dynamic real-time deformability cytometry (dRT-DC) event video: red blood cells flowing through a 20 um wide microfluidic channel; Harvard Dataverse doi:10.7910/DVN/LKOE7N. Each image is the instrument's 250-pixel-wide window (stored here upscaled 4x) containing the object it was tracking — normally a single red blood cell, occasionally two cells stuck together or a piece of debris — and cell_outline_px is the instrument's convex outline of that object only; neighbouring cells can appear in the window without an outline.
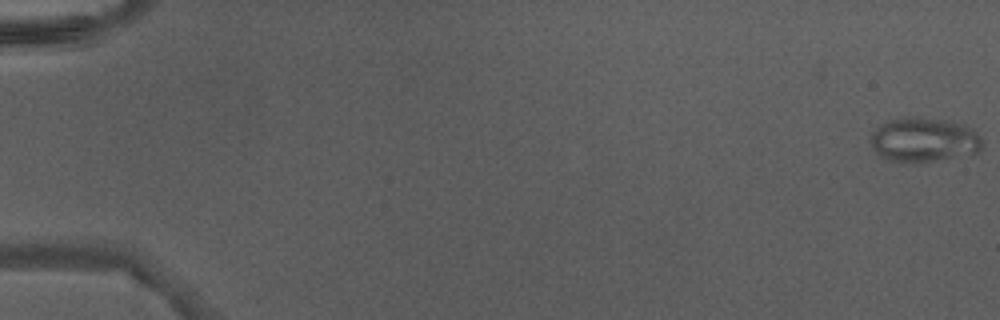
{"species": "Egyptian fruit bat (a non-hibernating species)", "species_latin": "Rousettus aegyptiacus", "temperature_condition": "warm", "stored_images_in_passage": 48, "camera_frame_rate_fps": 3000, "um_per_image_px": 0.085, "animal": {"sex": "male"}, "frame": {"image": 1, "passage_image": 1, "time_ms": 0.0, "image_size_px": [1000, 320], "cell_outline_px": [[984, 144], [976, 152], [936, 160], [888, 160], [880, 156], [876, 152], [872, 144], [872, 132], [880, 124], [888, 120], [904, 116], [920, 116], [948, 120], [964, 124], [972, 128], [980, 136]], "centroid_in_image_um": [78.54, 11.82], "position_along_channel_um": 6.5, "area_um2": 28.55}}
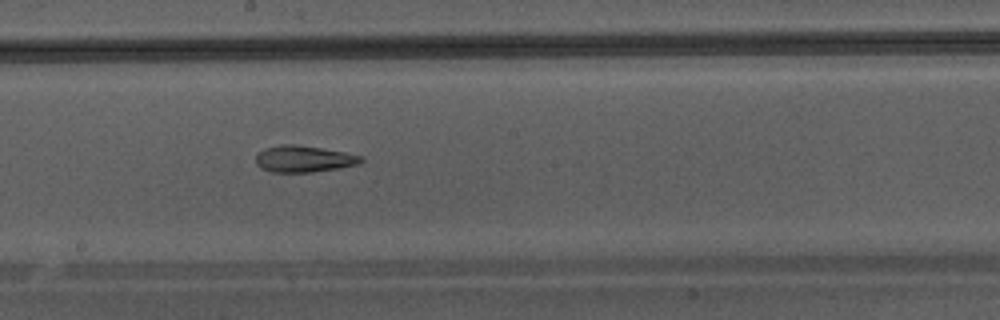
{"frame": {"image": 2, "passage_image": 28, "time_ms": 9.0, "image_size_px": [1000, 320], "cell_outline_px": [[364, 160], [360, 164], [312, 172], [272, 172], [260, 168], [256, 164], [256, 152], [264, 148], [280, 144], [296, 144], [344, 152], [364, 156]], "centroid_in_image_um": [25.79, 13.5], "position_along_channel_um": 222.4, "area_um2": 16.42}}
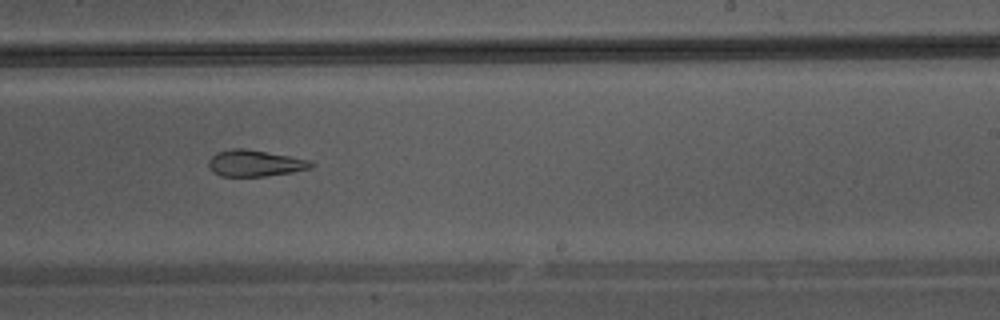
{"frame": {"image": 3, "passage_image": 31, "time_ms": 10.0, "image_size_px": [1000, 320], "cell_outline_px": [[312, 168], [292, 172], [264, 176], [220, 176], [212, 172], [208, 164], [208, 160], [216, 152], [232, 148], [244, 148], [288, 156], [308, 160], [312, 164]], "centroid_in_image_um": [21.6, 13.87], "position_along_channel_um": 267.4, "area_um2": 15.61}}